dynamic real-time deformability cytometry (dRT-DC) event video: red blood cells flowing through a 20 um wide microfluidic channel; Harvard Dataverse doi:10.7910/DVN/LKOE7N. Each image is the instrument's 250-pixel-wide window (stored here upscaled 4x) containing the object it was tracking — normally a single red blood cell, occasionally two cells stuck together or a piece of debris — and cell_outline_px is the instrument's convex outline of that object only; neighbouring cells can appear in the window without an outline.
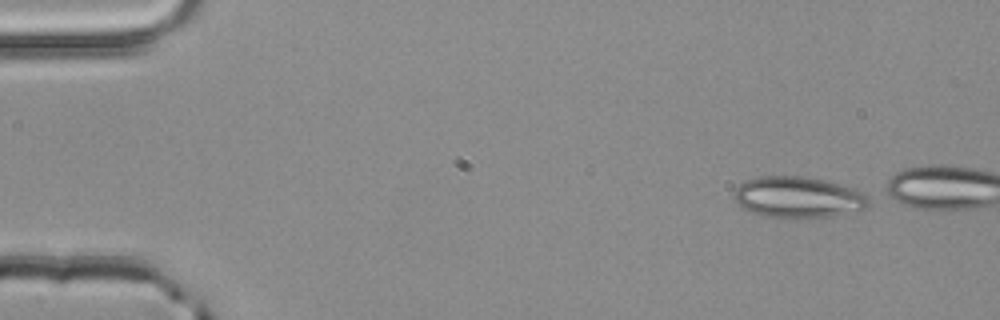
{"species": "common noctule bat (a hibernating species)", "species_latin": "Nyctalus noctula", "temperature_condition": "room temperature", "stored_images_in_passage": 8, "camera_frame_rate_fps": 3000, "um_per_image_px": 0.085, "animal": {"sex": "male", "body_mass_g": 20.4}, "frame": {"image": 1, "passage_image": 1, "time_ms": 0.0, "image_size_px": [1000, 320], "cell_outline_px": [[868, 204], [864, 208], [832, 216], [764, 216], [752, 212], [744, 208], [732, 196], [736, 188], [744, 180], [760, 176], [804, 176], [824, 180], [856, 188], [864, 192], [868, 196]], "centroid_in_image_um": [67.83, 16.72], "position_along_channel_um": 17.2, "area_um2": 31.73}}